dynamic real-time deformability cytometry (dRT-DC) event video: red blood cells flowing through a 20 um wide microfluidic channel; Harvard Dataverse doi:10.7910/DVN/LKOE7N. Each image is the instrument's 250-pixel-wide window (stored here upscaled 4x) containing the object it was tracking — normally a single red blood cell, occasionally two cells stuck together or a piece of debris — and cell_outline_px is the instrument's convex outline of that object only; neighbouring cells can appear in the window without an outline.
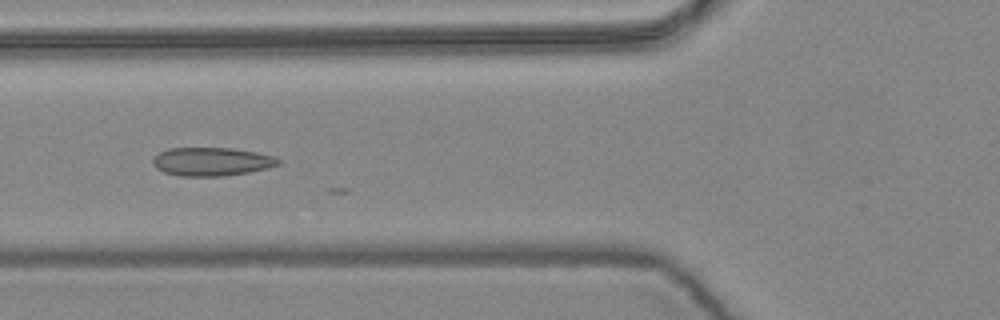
{"species": "common noctule bat (a hibernating species)", "species_latin": "Nyctalus noctula", "temperature_condition": "warm", "stored_images_in_passage": 6, "camera_frame_rate_fps": 3000, "um_per_image_px": 0.085, "animal": {"sex": "female", "body_mass_g": 24.6, "forearm_length_mm": 56.2}, "frame": {"image": 1, "passage_image": 6, "time_ms": 1.667, "image_size_px": [1000, 320], "cell_outline_px": [[280, 164], [268, 168], [248, 172], [224, 176], [180, 176], [164, 172], [156, 168], [152, 164], [152, 160], [160, 152], [168, 148], [232, 148], [256, 152], [272, 156], [280, 160]], "centroid_in_image_um": [17.98, 13.74], "position_along_channel_um": 107.8, "area_um2": 20.75}}